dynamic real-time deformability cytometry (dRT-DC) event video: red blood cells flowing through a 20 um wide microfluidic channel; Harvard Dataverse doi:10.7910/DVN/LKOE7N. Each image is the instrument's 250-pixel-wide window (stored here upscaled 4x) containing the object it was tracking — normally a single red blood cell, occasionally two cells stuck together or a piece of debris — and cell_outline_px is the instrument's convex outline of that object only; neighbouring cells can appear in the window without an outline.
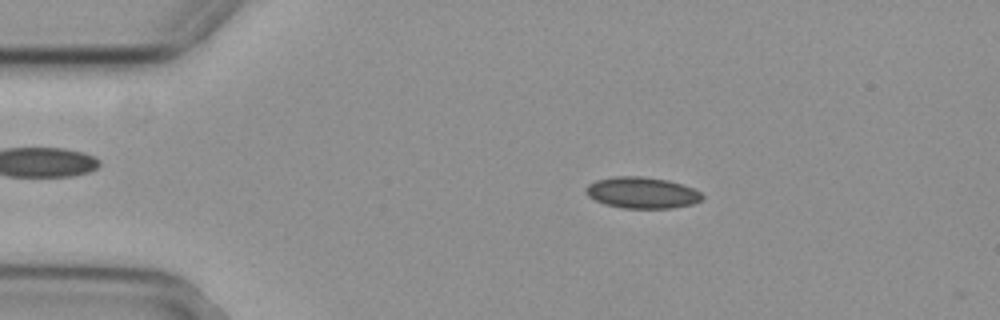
{"species": "common noctule bat (a hibernating species)", "species_latin": "Nyctalus noctula", "temperature_condition": "cold", "stored_images_in_passage": 47, "camera_frame_rate_fps": 3000, "um_per_image_px": 0.085, "animal": {"sex": "female", "body_mass_g": 29.2, "forearm_length_mm": 56.3}, "frame": {"image": 1, "passage_image": 3, "time_ms": 0.667, "image_size_px": [1000, 320], "cell_outline_px": [[704, 196], [700, 200], [692, 204], [672, 208], [620, 208], [604, 204], [588, 196], [584, 192], [584, 188], [588, 184], [596, 180], [616, 176], [640, 176], [668, 180], [692, 188], [700, 192]], "centroid_in_image_um": [54.52, 16.38], "position_along_channel_um": 30.5, "area_um2": 21.21}}
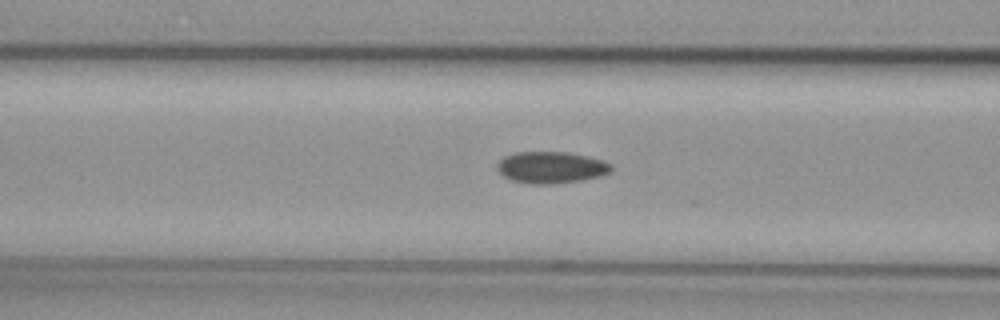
{"frame": {"image": 2, "passage_image": 14, "time_ms": 4.333, "image_size_px": [1000, 320], "cell_outline_px": [[612, 172], [600, 176], [584, 180], [552, 184], [532, 184], [512, 180], [504, 176], [496, 168], [496, 164], [504, 156], [516, 152], [568, 152], [588, 156], [604, 160], [612, 164]], "centroid_in_image_um": [46.88, 14.23], "position_along_channel_um": 119.7, "area_um2": 21.27}}
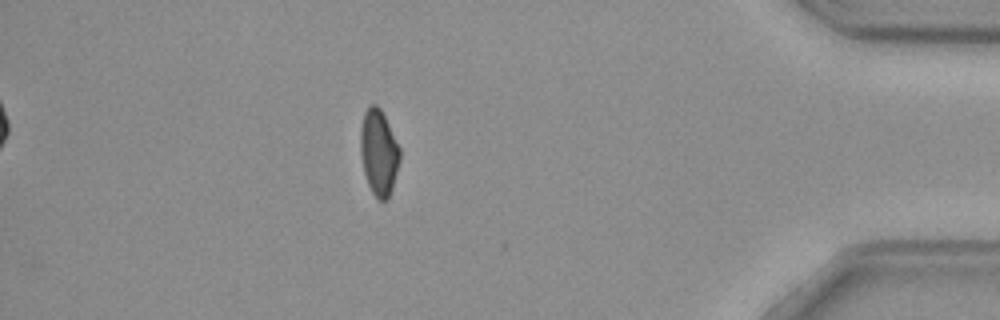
{"frame": {"image": 3, "passage_image": 40, "time_ms": 13.0, "image_size_px": [1000, 320], "cell_outline_px": [[400, 160], [392, 188], [388, 200], [380, 200], [372, 192], [368, 184], [364, 172], [360, 152], [360, 128], [364, 112], [372, 104], [376, 104], [380, 108], [400, 148]], "centroid_in_image_um": [32.19, 12.96], "position_along_channel_um": 403.0, "area_um2": 19.54}, "authors_computed_cell_mechanics": {"area_um2": 20.9814, "velocity_mm_per_s": 3.8245, "shape_relaxation_time_tau1_ms": 10.4504, "shape_relaxation_time_tau2_ms": 4.2255, "deformation_change_tau1": 0.1548, "deformation_change_tau2": 0.0723}}